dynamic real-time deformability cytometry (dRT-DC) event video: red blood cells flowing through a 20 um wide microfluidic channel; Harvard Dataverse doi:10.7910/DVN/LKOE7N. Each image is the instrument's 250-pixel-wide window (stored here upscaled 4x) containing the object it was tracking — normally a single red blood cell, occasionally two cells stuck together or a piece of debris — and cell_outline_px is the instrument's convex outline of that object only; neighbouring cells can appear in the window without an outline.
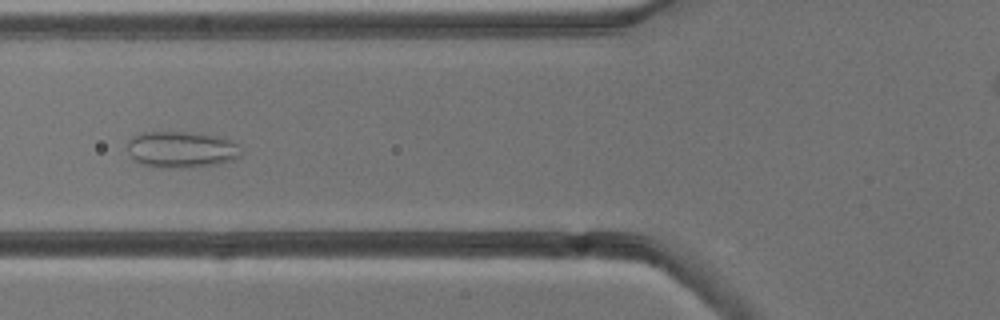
{"species": "common noctule bat (a hibernating species)", "species_latin": "Nyctalus noctula", "temperature_condition": "cold", "stored_images_in_passage": 5, "camera_frame_rate_fps": 3000, "um_per_image_px": 0.085, "animal": {"sex": "male", "body_mass_g": 13.3}, "frame": {"image": 1, "passage_image": 5, "time_ms": 4.667, "image_size_px": [1000, 320], "cell_outline_px": [[244, 152], [236, 160], [220, 164], [188, 168], [160, 168], [144, 164], [132, 160], [128, 152], [128, 140], [132, 136], [140, 132], [188, 132], [220, 136], [232, 140]], "centroid_in_image_um": [15.45, 12.72], "position_along_channel_um": 110.4, "area_um2": 24.74}}